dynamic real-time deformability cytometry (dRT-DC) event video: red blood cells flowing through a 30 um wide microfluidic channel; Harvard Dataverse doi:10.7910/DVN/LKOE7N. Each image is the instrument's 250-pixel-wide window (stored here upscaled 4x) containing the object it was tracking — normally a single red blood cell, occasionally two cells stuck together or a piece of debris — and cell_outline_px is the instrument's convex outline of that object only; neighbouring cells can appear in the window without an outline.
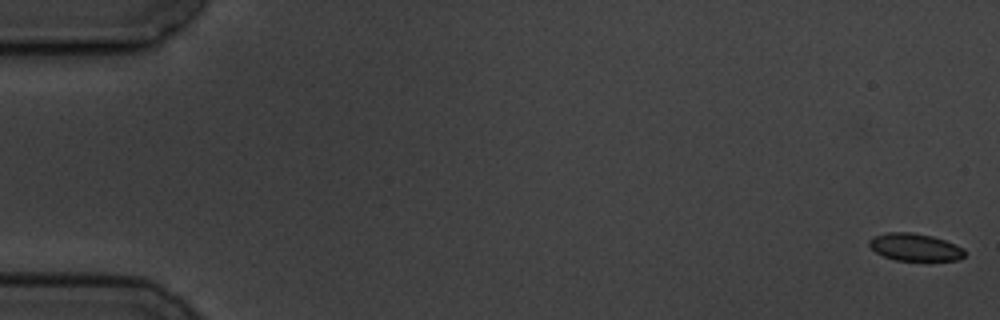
{"species": "common noctule bat (a hibernating species)", "species_latin": "Nyctalus noctula", "temperature_condition": "cold", "stored_images_in_passage": 3, "segment_of_instrument_passage": [2, 2], "camera_frame_rate_fps": 3000, "um_per_image_px": 0.085, "animal": {"sex": "male", "body_mass_g": 19.5, "forearm_length_mm": 54.6}, "frame": {"image": 1, "passage_image": 3, "time_ms": 6.667, "image_size_px": [1000, 320], "cell_outline_px": [[964, 256], [960, 260], [896, 260], [884, 256], [876, 252], [868, 244], [868, 240], [872, 236], [888, 232], [912, 232], [932, 236], [956, 244], [964, 248]], "centroid_in_image_um": [77.76, 21.0], "position_along_channel_um": 7.2, "area_um2": 15.26}}